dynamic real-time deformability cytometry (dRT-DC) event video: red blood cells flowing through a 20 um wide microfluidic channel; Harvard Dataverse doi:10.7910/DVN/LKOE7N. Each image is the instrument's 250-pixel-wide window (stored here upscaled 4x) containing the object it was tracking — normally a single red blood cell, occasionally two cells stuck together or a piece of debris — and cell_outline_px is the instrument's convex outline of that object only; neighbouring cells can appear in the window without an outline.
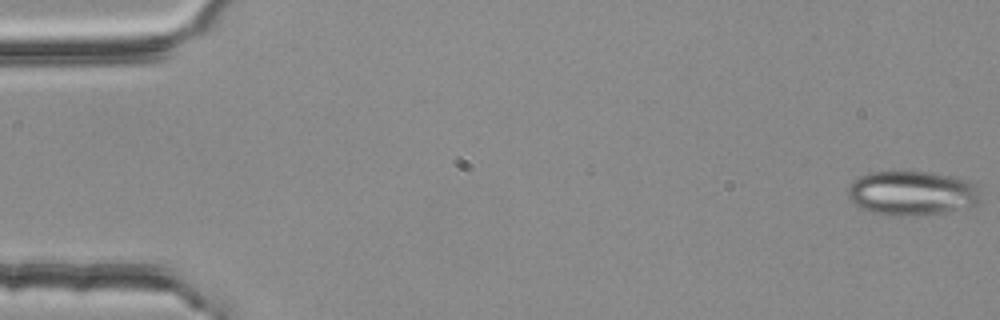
{"species": "common noctule bat (a hibernating species)", "species_latin": "Nyctalus noctula", "temperature_condition": "room temperature", "stored_images_in_passage": 54, "camera_frame_rate_fps": 3000, "um_per_image_px": 0.085, "animal": {"sex": "female", "body_mass_g": 25.1}, "frame": {"image": 1, "passage_image": 1, "time_ms": 0.0, "image_size_px": [1000, 320], "cell_outline_px": [[980, 204], [944, 212], [916, 216], [900, 216], [872, 212], [860, 208], [848, 200], [848, 188], [852, 180], [860, 176], [872, 172], [928, 172], [952, 176], [968, 180], [976, 184], [980, 196]], "centroid_in_image_um": [77.51, 16.42], "position_along_channel_um": 7.5, "area_um2": 34.51}}
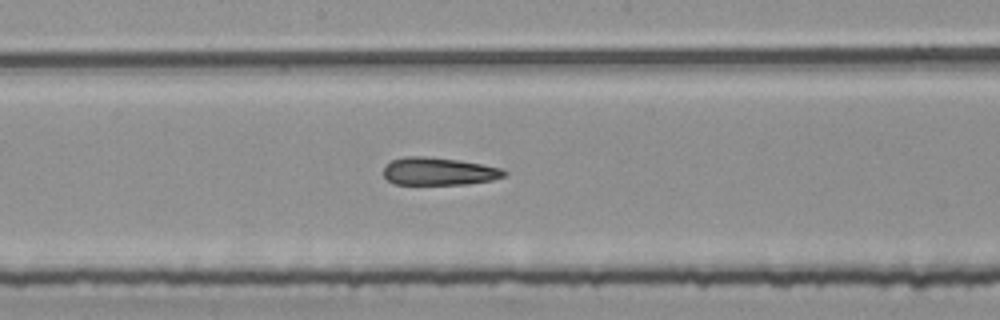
{"frame": {"image": 2, "passage_image": 29, "time_ms": 9.333, "image_size_px": [1000, 320], "cell_outline_px": [[508, 172], [504, 176], [492, 180], [468, 184], [396, 184], [388, 180], [384, 176], [384, 168], [392, 160], [404, 156], [428, 156], [460, 160], [500, 168]], "centroid_in_image_um": [37.3, 14.56], "position_along_channel_um": 210.9, "area_um2": 19.42}}
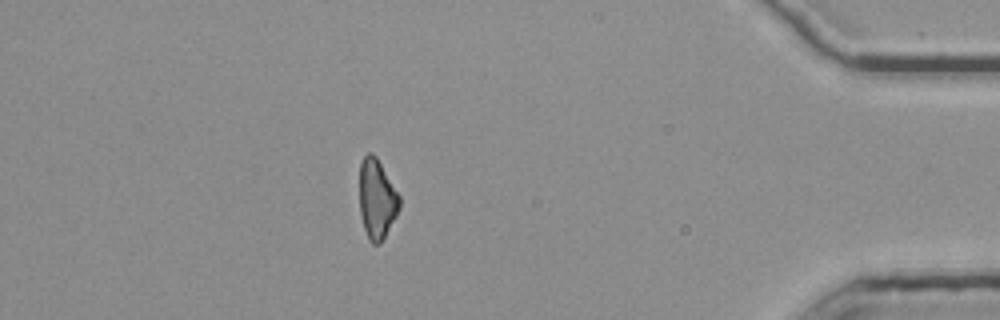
{"frame": {"image": 3, "passage_image": 48, "time_ms": 15.667, "image_size_px": [1000, 320], "cell_outline_px": [[400, 208], [396, 216], [380, 244], [372, 244], [368, 240], [364, 228], [360, 212], [360, 160], [368, 152], [372, 152], [376, 156], [400, 196]], "centroid_in_image_um": [32.03, 16.91], "position_along_channel_um": 403.2, "area_um2": 18.55}, "authors_computed_cell_mechanics": {"area_um2": 20.3456, "velocity_mm_per_s": 3.8013, "shape_relaxation_time_tau1_ms": 6.4106, "shape_relaxation_time_tau2_ms": 4.0913, "deformation_change_tau1": 0.1593, "deformation_change_tau2": 0.154}}